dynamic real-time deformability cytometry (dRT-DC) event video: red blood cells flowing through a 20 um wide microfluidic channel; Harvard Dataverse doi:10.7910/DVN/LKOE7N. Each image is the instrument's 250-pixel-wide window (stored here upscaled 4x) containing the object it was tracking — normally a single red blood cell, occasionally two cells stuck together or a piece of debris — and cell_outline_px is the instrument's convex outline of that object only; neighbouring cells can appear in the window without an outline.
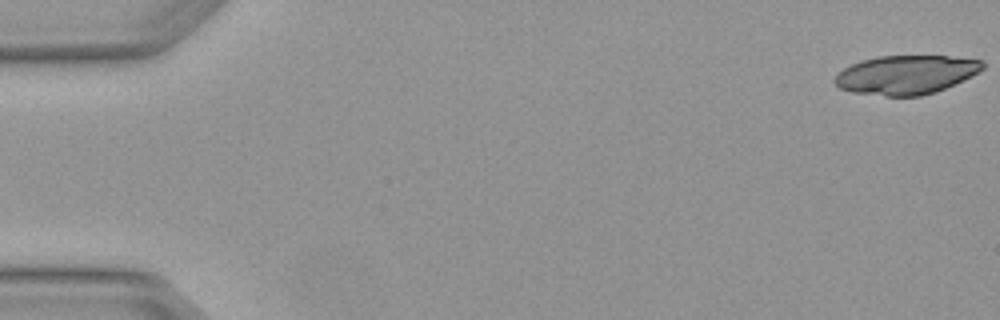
{"species": "Egyptian fruit bat (a non-hibernating species)", "species_latin": "Rousettus aegyptiacus", "temperature_condition": "warm", "stored_images_in_passage": 4, "camera_frame_rate_fps": 3000, "um_per_image_px": 0.085, "animal": {"sex": "female"}, "frame": {"image": 1, "passage_image": 1, "time_ms": 0.0, "image_size_px": [1000, 320], "cell_outline_px": [[984, 68], [980, 72], [972, 76], [936, 92], [920, 96], [884, 96], [852, 92], [840, 88], [832, 80], [844, 68], [852, 64], [876, 56], [948, 56], [984, 60]], "centroid_in_image_um": [77.04, 6.35], "position_along_channel_um": 8.0, "area_um2": 33.52}}